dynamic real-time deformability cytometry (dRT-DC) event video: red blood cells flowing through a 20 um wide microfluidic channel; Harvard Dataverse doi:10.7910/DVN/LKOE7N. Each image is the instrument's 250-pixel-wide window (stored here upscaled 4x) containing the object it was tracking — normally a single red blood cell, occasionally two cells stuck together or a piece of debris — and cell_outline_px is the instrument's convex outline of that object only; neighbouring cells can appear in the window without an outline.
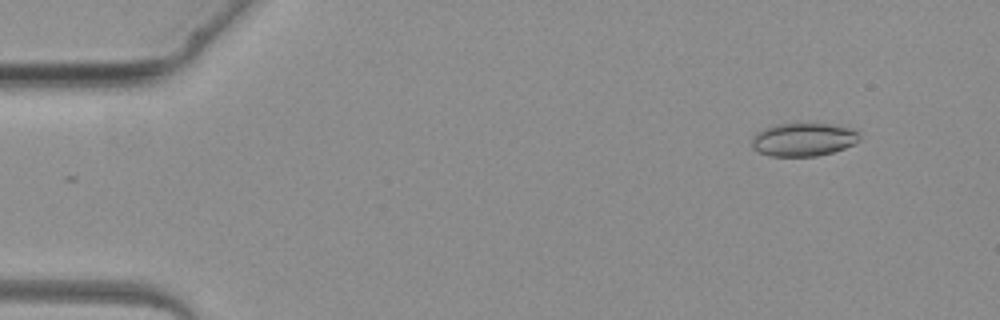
{"species": "common noctule bat (a hibernating species)", "species_latin": "Nyctalus noctula", "temperature_condition": "warm", "stored_images_in_passage": 3, "camera_frame_rate_fps": 3000, "um_per_image_px": 0.085, "animal": {"sex": "female", "body_mass_g": 19.3, "forearm_length_mm": 54.1}, "frame": {"image": 1, "passage_image": 1, "time_ms": 0.0, "image_size_px": [1000, 320], "cell_outline_px": [[860, 140], [844, 148], [832, 152], [816, 156], [768, 156], [752, 148], [752, 140], [756, 132], [764, 128], [776, 124], [808, 120], [856, 128], [860, 132]], "centroid_in_image_um": [68.32, 11.8], "position_along_channel_um": 16.7, "area_um2": 21.79}}
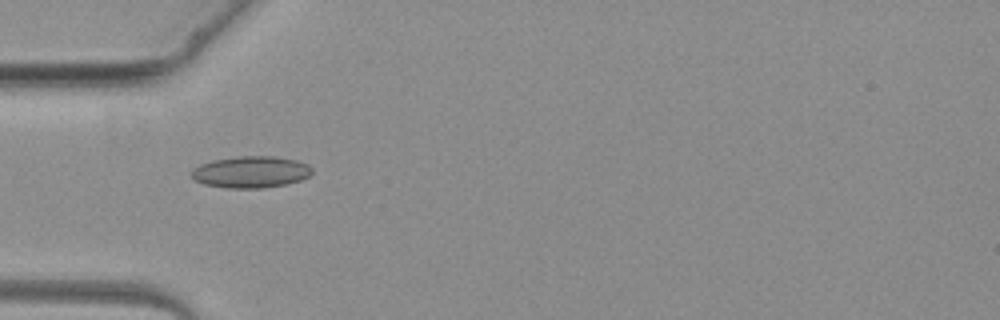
{"frame": {"image": 2, "passage_image": 3, "time_ms": 3.0, "image_size_px": [1000, 320], "cell_outline_px": [[312, 172], [308, 176], [300, 180], [284, 184], [264, 188], [228, 188], [204, 184], [196, 180], [192, 176], [192, 168], [200, 164], [212, 160], [236, 156], [276, 156], [296, 160], [308, 164], [312, 168]], "centroid_in_image_um": [21.32, 14.61], "position_along_channel_um": 63.7, "area_um2": 22.25}}